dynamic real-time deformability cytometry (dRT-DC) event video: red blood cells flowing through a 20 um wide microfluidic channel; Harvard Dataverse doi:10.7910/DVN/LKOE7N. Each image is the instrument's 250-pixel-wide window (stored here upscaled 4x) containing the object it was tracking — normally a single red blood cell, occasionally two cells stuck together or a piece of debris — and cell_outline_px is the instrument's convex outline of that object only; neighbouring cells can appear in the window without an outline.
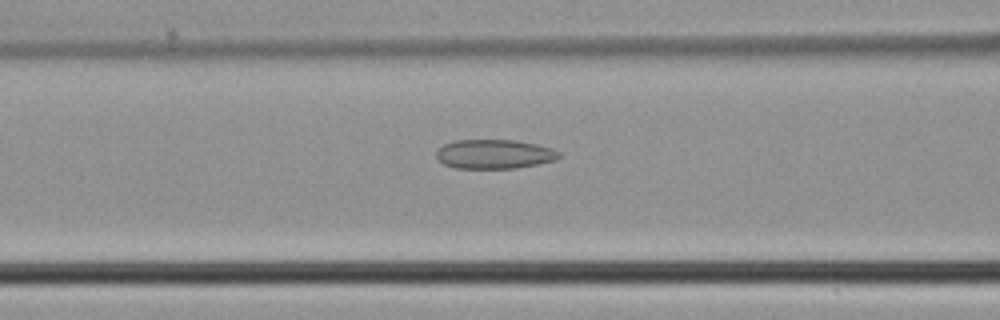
{"species": "common noctule bat (a hibernating species)", "species_latin": "Nyctalus noctula", "temperature_condition": "cold", "stored_images_in_passage": 33, "camera_frame_rate_fps": 3000, "um_per_image_px": 0.085, "animal": {"sex": "male", "body_mass_g": 21.5, "forearm_length_mm": 52.0}, "frame": {"image": 1, "passage_image": 6, "time_ms": 1.667, "image_size_px": [1000, 320], "cell_outline_px": [[560, 156], [556, 160], [516, 168], [456, 168], [444, 164], [436, 156], [436, 152], [444, 144], [456, 140], [516, 140], [536, 144], [552, 148], [560, 152]], "centroid_in_image_um": [42.03, 13.09], "position_along_channel_um": 124.6, "area_um2": 20.81}}
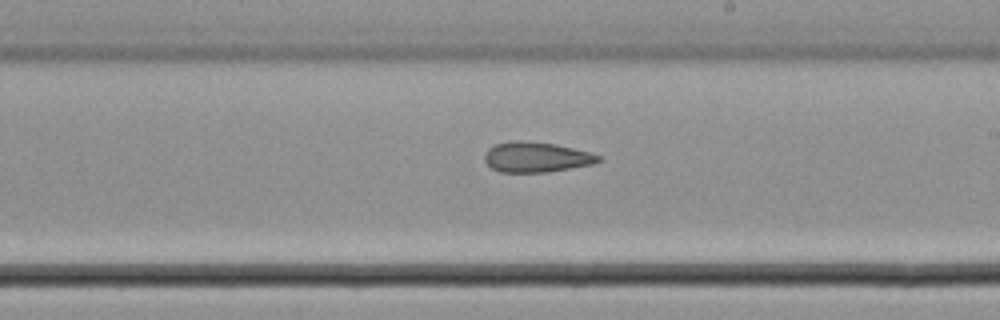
{"frame": {"image": 2, "passage_image": 14, "time_ms": 4.333, "image_size_px": [1000, 320], "cell_outline_px": [[600, 160], [592, 164], [548, 172], [500, 172], [492, 168], [484, 160], [484, 152], [488, 148], [496, 144], [508, 140], [520, 140], [556, 144], [588, 152], [600, 156]], "centroid_in_image_um": [45.52, 13.34], "position_along_channel_um": 243.5, "area_um2": 20.0}}
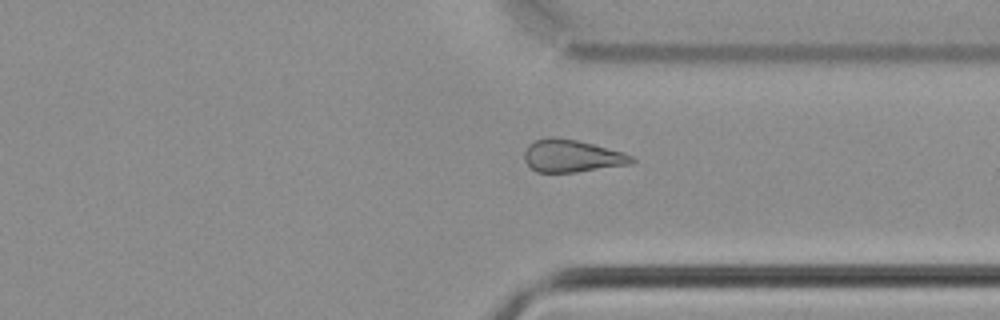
{"frame": {"image": 3, "passage_image": 22, "time_ms": 7.0, "image_size_px": [1000, 320], "cell_outline_px": [[636, 160], [632, 164], [576, 172], [536, 172], [524, 160], [524, 152], [528, 144], [536, 140], [548, 136], [552, 136], [576, 140], [624, 152], [632, 156]], "centroid_in_image_um": [48.61, 13.25], "position_along_channel_um": 362.8, "area_um2": 20.35}}